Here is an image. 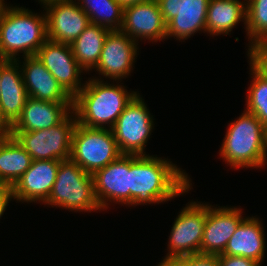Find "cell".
Here are the masks:
<instances>
[{
    "label": "cell",
    "instance_id": "5b68a950",
    "mask_svg": "<svg viewBox=\"0 0 267 266\" xmlns=\"http://www.w3.org/2000/svg\"><path fill=\"white\" fill-rule=\"evenodd\" d=\"M46 204L75 212L101 211L94 194L93 175L85 172L71 159L60 161Z\"/></svg>",
    "mask_w": 267,
    "mask_h": 266
},
{
    "label": "cell",
    "instance_id": "3957f363",
    "mask_svg": "<svg viewBox=\"0 0 267 266\" xmlns=\"http://www.w3.org/2000/svg\"><path fill=\"white\" fill-rule=\"evenodd\" d=\"M42 14V15H41ZM5 4L0 13V56L16 60L36 55L47 40L46 14Z\"/></svg>",
    "mask_w": 267,
    "mask_h": 266
},
{
    "label": "cell",
    "instance_id": "d6a6232c",
    "mask_svg": "<svg viewBox=\"0 0 267 266\" xmlns=\"http://www.w3.org/2000/svg\"><path fill=\"white\" fill-rule=\"evenodd\" d=\"M10 127L2 120L0 112V135L9 134Z\"/></svg>",
    "mask_w": 267,
    "mask_h": 266
},
{
    "label": "cell",
    "instance_id": "f546056e",
    "mask_svg": "<svg viewBox=\"0 0 267 266\" xmlns=\"http://www.w3.org/2000/svg\"><path fill=\"white\" fill-rule=\"evenodd\" d=\"M189 266H219L217 255L193 254L189 255Z\"/></svg>",
    "mask_w": 267,
    "mask_h": 266
},
{
    "label": "cell",
    "instance_id": "603a6c76",
    "mask_svg": "<svg viewBox=\"0 0 267 266\" xmlns=\"http://www.w3.org/2000/svg\"><path fill=\"white\" fill-rule=\"evenodd\" d=\"M31 156L10 134L0 135V179L12 187L28 170Z\"/></svg>",
    "mask_w": 267,
    "mask_h": 266
},
{
    "label": "cell",
    "instance_id": "d590c367",
    "mask_svg": "<svg viewBox=\"0 0 267 266\" xmlns=\"http://www.w3.org/2000/svg\"><path fill=\"white\" fill-rule=\"evenodd\" d=\"M59 1H62V0H38V2L41 3L44 7L49 5V4L59 2Z\"/></svg>",
    "mask_w": 267,
    "mask_h": 266
},
{
    "label": "cell",
    "instance_id": "44dd1931",
    "mask_svg": "<svg viewBox=\"0 0 267 266\" xmlns=\"http://www.w3.org/2000/svg\"><path fill=\"white\" fill-rule=\"evenodd\" d=\"M262 221L257 217H246L238 226L230 240L227 242L222 254L242 256L263 262L266 250V241Z\"/></svg>",
    "mask_w": 267,
    "mask_h": 266
},
{
    "label": "cell",
    "instance_id": "e575fe53",
    "mask_svg": "<svg viewBox=\"0 0 267 266\" xmlns=\"http://www.w3.org/2000/svg\"><path fill=\"white\" fill-rule=\"evenodd\" d=\"M10 59L4 58L0 56V86H1V74L2 69L10 62ZM0 95H1V88H0Z\"/></svg>",
    "mask_w": 267,
    "mask_h": 266
},
{
    "label": "cell",
    "instance_id": "8fae6325",
    "mask_svg": "<svg viewBox=\"0 0 267 266\" xmlns=\"http://www.w3.org/2000/svg\"><path fill=\"white\" fill-rule=\"evenodd\" d=\"M36 56L72 98L84 87L81 81L84 70L76 61L70 44L47 39Z\"/></svg>",
    "mask_w": 267,
    "mask_h": 266
},
{
    "label": "cell",
    "instance_id": "f1b7e54d",
    "mask_svg": "<svg viewBox=\"0 0 267 266\" xmlns=\"http://www.w3.org/2000/svg\"><path fill=\"white\" fill-rule=\"evenodd\" d=\"M219 266H262L259 262L242 256L218 254Z\"/></svg>",
    "mask_w": 267,
    "mask_h": 266
},
{
    "label": "cell",
    "instance_id": "4fadbf2b",
    "mask_svg": "<svg viewBox=\"0 0 267 266\" xmlns=\"http://www.w3.org/2000/svg\"><path fill=\"white\" fill-rule=\"evenodd\" d=\"M93 179L94 194L101 210H107L110 202L130 206L129 155L122 154L97 170Z\"/></svg>",
    "mask_w": 267,
    "mask_h": 266
},
{
    "label": "cell",
    "instance_id": "4dcf8cb0",
    "mask_svg": "<svg viewBox=\"0 0 267 266\" xmlns=\"http://www.w3.org/2000/svg\"><path fill=\"white\" fill-rule=\"evenodd\" d=\"M157 266H189V256L164 257Z\"/></svg>",
    "mask_w": 267,
    "mask_h": 266
},
{
    "label": "cell",
    "instance_id": "83f0119b",
    "mask_svg": "<svg viewBox=\"0 0 267 266\" xmlns=\"http://www.w3.org/2000/svg\"><path fill=\"white\" fill-rule=\"evenodd\" d=\"M247 53L250 64L267 80V49L257 46Z\"/></svg>",
    "mask_w": 267,
    "mask_h": 266
},
{
    "label": "cell",
    "instance_id": "836d02e7",
    "mask_svg": "<svg viewBox=\"0 0 267 266\" xmlns=\"http://www.w3.org/2000/svg\"><path fill=\"white\" fill-rule=\"evenodd\" d=\"M119 4H121L123 7L132 5V4H137V3H142V2H147L150 0H116Z\"/></svg>",
    "mask_w": 267,
    "mask_h": 266
},
{
    "label": "cell",
    "instance_id": "7c38bea8",
    "mask_svg": "<svg viewBox=\"0 0 267 266\" xmlns=\"http://www.w3.org/2000/svg\"><path fill=\"white\" fill-rule=\"evenodd\" d=\"M138 47V43L121 30L109 31L94 70L104 78L121 82V79L131 75L139 54Z\"/></svg>",
    "mask_w": 267,
    "mask_h": 266
},
{
    "label": "cell",
    "instance_id": "f35d334b",
    "mask_svg": "<svg viewBox=\"0 0 267 266\" xmlns=\"http://www.w3.org/2000/svg\"><path fill=\"white\" fill-rule=\"evenodd\" d=\"M261 47L267 49V40L261 45Z\"/></svg>",
    "mask_w": 267,
    "mask_h": 266
},
{
    "label": "cell",
    "instance_id": "ac0fdd59",
    "mask_svg": "<svg viewBox=\"0 0 267 266\" xmlns=\"http://www.w3.org/2000/svg\"><path fill=\"white\" fill-rule=\"evenodd\" d=\"M23 58V64L19 59ZM17 57L25 89L29 97L57 102L73 103V98L62 88L36 55ZM22 64V65H20Z\"/></svg>",
    "mask_w": 267,
    "mask_h": 266
},
{
    "label": "cell",
    "instance_id": "4316f807",
    "mask_svg": "<svg viewBox=\"0 0 267 266\" xmlns=\"http://www.w3.org/2000/svg\"><path fill=\"white\" fill-rule=\"evenodd\" d=\"M252 81L247 90L245 111L254 114L267 128V80L249 63Z\"/></svg>",
    "mask_w": 267,
    "mask_h": 266
},
{
    "label": "cell",
    "instance_id": "1f68e13d",
    "mask_svg": "<svg viewBox=\"0 0 267 266\" xmlns=\"http://www.w3.org/2000/svg\"><path fill=\"white\" fill-rule=\"evenodd\" d=\"M11 199H13L12 188L6 186L0 191V218L4 215V212L7 209L6 207Z\"/></svg>",
    "mask_w": 267,
    "mask_h": 266
},
{
    "label": "cell",
    "instance_id": "8992f818",
    "mask_svg": "<svg viewBox=\"0 0 267 266\" xmlns=\"http://www.w3.org/2000/svg\"><path fill=\"white\" fill-rule=\"evenodd\" d=\"M120 155L112 129L76 124L72 135L70 159L85 172L94 174Z\"/></svg>",
    "mask_w": 267,
    "mask_h": 266
},
{
    "label": "cell",
    "instance_id": "7a4b0ae2",
    "mask_svg": "<svg viewBox=\"0 0 267 266\" xmlns=\"http://www.w3.org/2000/svg\"><path fill=\"white\" fill-rule=\"evenodd\" d=\"M101 78L93 77L85 81L84 87L73 98L72 111L81 125L112 129L137 91L130 93L118 81L117 84H110Z\"/></svg>",
    "mask_w": 267,
    "mask_h": 266
},
{
    "label": "cell",
    "instance_id": "9c48e42d",
    "mask_svg": "<svg viewBox=\"0 0 267 266\" xmlns=\"http://www.w3.org/2000/svg\"><path fill=\"white\" fill-rule=\"evenodd\" d=\"M208 203L188 202L175 218L165 257H185L201 254V241L206 221Z\"/></svg>",
    "mask_w": 267,
    "mask_h": 266
},
{
    "label": "cell",
    "instance_id": "6da1fadb",
    "mask_svg": "<svg viewBox=\"0 0 267 266\" xmlns=\"http://www.w3.org/2000/svg\"><path fill=\"white\" fill-rule=\"evenodd\" d=\"M130 205L159 204L192 189L191 178L166 158L129 155Z\"/></svg>",
    "mask_w": 267,
    "mask_h": 266
},
{
    "label": "cell",
    "instance_id": "8d00e7d4",
    "mask_svg": "<svg viewBox=\"0 0 267 266\" xmlns=\"http://www.w3.org/2000/svg\"><path fill=\"white\" fill-rule=\"evenodd\" d=\"M5 6V1L4 0H0V13L3 9V7Z\"/></svg>",
    "mask_w": 267,
    "mask_h": 266
},
{
    "label": "cell",
    "instance_id": "e0dca14e",
    "mask_svg": "<svg viewBox=\"0 0 267 266\" xmlns=\"http://www.w3.org/2000/svg\"><path fill=\"white\" fill-rule=\"evenodd\" d=\"M59 160H32L28 170L11 187L13 200L44 204L53 189Z\"/></svg>",
    "mask_w": 267,
    "mask_h": 266
},
{
    "label": "cell",
    "instance_id": "ba28073f",
    "mask_svg": "<svg viewBox=\"0 0 267 266\" xmlns=\"http://www.w3.org/2000/svg\"><path fill=\"white\" fill-rule=\"evenodd\" d=\"M154 119L144 99L137 93L125 106L112 128L121 154L149 155L145 148L154 129Z\"/></svg>",
    "mask_w": 267,
    "mask_h": 266
},
{
    "label": "cell",
    "instance_id": "cb8c5ba5",
    "mask_svg": "<svg viewBox=\"0 0 267 266\" xmlns=\"http://www.w3.org/2000/svg\"><path fill=\"white\" fill-rule=\"evenodd\" d=\"M109 31L107 28L90 23L71 44L73 55L84 72L96 68Z\"/></svg>",
    "mask_w": 267,
    "mask_h": 266
},
{
    "label": "cell",
    "instance_id": "7402d4cb",
    "mask_svg": "<svg viewBox=\"0 0 267 266\" xmlns=\"http://www.w3.org/2000/svg\"><path fill=\"white\" fill-rule=\"evenodd\" d=\"M241 21L246 27V0H210L207 10L206 33L228 35Z\"/></svg>",
    "mask_w": 267,
    "mask_h": 266
},
{
    "label": "cell",
    "instance_id": "ab89813d",
    "mask_svg": "<svg viewBox=\"0 0 267 266\" xmlns=\"http://www.w3.org/2000/svg\"><path fill=\"white\" fill-rule=\"evenodd\" d=\"M266 148H267V128H266Z\"/></svg>",
    "mask_w": 267,
    "mask_h": 266
},
{
    "label": "cell",
    "instance_id": "30bf717a",
    "mask_svg": "<svg viewBox=\"0 0 267 266\" xmlns=\"http://www.w3.org/2000/svg\"><path fill=\"white\" fill-rule=\"evenodd\" d=\"M209 1L157 0L166 24V39L186 40L199 31L206 33Z\"/></svg>",
    "mask_w": 267,
    "mask_h": 266
},
{
    "label": "cell",
    "instance_id": "277c9868",
    "mask_svg": "<svg viewBox=\"0 0 267 266\" xmlns=\"http://www.w3.org/2000/svg\"><path fill=\"white\" fill-rule=\"evenodd\" d=\"M236 119L228 124L219 150L221 159L234 169L263 168L267 164L266 127L245 110Z\"/></svg>",
    "mask_w": 267,
    "mask_h": 266
},
{
    "label": "cell",
    "instance_id": "9a60e30c",
    "mask_svg": "<svg viewBox=\"0 0 267 266\" xmlns=\"http://www.w3.org/2000/svg\"><path fill=\"white\" fill-rule=\"evenodd\" d=\"M120 30L137 43L139 39L149 42L166 39V24L157 0L125 6Z\"/></svg>",
    "mask_w": 267,
    "mask_h": 266
},
{
    "label": "cell",
    "instance_id": "2e32d148",
    "mask_svg": "<svg viewBox=\"0 0 267 266\" xmlns=\"http://www.w3.org/2000/svg\"><path fill=\"white\" fill-rule=\"evenodd\" d=\"M239 207H220L209 204L201 241V254L218 255L225 250L227 242L239 224L246 218Z\"/></svg>",
    "mask_w": 267,
    "mask_h": 266
},
{
    "label": "cell",
    "instance_id": "d4e9b609",
    "mask_svg": "<svg viewBox=\"0 0 267 266\" xmlns=\"http://www.w3.org/2000/svg\"><path fill=\"white\" fill-rule=\"evenodd\" d=\"M79 7L88 15L90 23L111 30H120L124 7L116 0H77Z\"/></svg>",
    "mask_w": 267,
    "mask_h": 266
},
{
    "label": "cell",
    "instance_id": "d6986e66",
    "mask_svg": "<svg viewBox=\"0 0 267 266\" xmlns=\"http://www.w3.org/2000/svg\"><path fill=\"white\" fill-rule=\"evenodd\" d=\"M73 103H57L28 97L21 116L10 131H37L61 123L71 112Z\"/></svg>",
    "mask_w": 267,
    "mask_h": 266
},
{
    "label": "cell",
    "instance_id": "ffe728a7",
    "mask_svg": "<svg viewBox=\"0 0 267 266\" xmlns=\"http://www.w3.org/2000/svg\"><path fill=\"white\" fill-rule=\"evenodd\" d=\"M0 112L2 120L11 128L21 116L28 99L19 63L11 60L1 74Z\"/></svg>",
    "mask_w": 267,
    "mask_h": 266
},
{
    "label": "cell",
    "instance_id": "74e56055",
    "mask_svg": "<svg viewBox=\"0 0 267 266\" xmlns=\"http://www.w3.org/2000/svg\"><path fill=\"white\" fill-rule=\"evenodd\" d=\"M5 187H6V185H5L4 182L0 179V191H2Z\"/></svg>",
    "mask_w": 267,
    "mask_h": 266
},
{
    "label": "cell",
    "instance_id": "5bb4252c",
    "mask_svg": "<svg viewBox=\"0 0 267 266\" xmlns=\"http://www.w3.org/2000/svg\"><path fill=\"white\" fill-rule=\"evenodd\" d=\"M43 8L48 40L71 45L90 24L88 15L76 0H62Z\"/></svg>",
    "mask_w": 267,
    "mask_h": 266
},
{
    "label": "cell",
    "instance_id": "484cf974",
    "mask_svg": "<svg viewBox=\"0 0 267 266\" xmlns=\"http://www.w3.org/2000/svg\"><path fill=\"white\" fill-rule=\"evenodd\" d=\"M248 50L267 40V0H246Z\"/></svg>",
    "mask_w": 267,
    "mask_h": 266
},
{
    "label": "cell",
    "instance_id": "52a82bcc",
    "mask_svg": "<svg viewBox=\"0 0 267 266\" xmlns=\"http://www.w3.org/2000/svg\"><path fill=\"white\" fill-rule=\"evenodd\" d=\"M77 124L72 111L61 123L37 131H9L32 160L70 159L72 135Z\"/></svg>",
    "mask_w": 267,
    "mask_h": 266
}]
</instances>
